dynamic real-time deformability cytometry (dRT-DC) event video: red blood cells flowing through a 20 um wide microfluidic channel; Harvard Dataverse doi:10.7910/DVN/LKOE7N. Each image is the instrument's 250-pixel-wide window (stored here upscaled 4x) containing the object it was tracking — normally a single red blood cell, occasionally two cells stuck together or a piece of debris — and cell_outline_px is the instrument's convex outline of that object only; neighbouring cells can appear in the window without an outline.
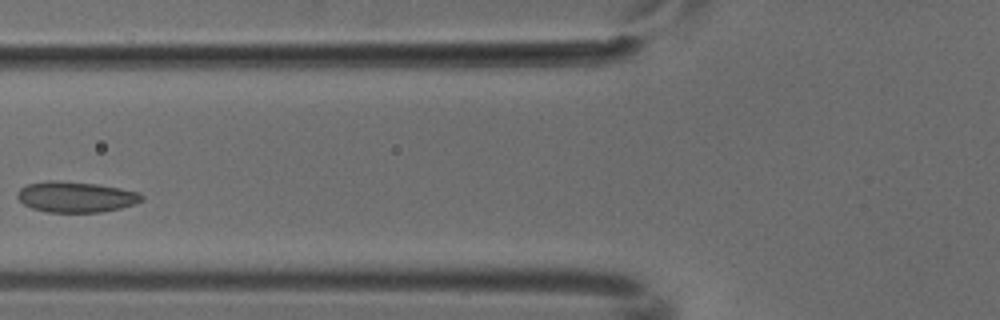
{"species": "common noctule bat (a hibernating species)", "species_latin": "Nyctalus noctula", "temperature_condition": "cold", "stored_images_in_passage": 4, "camera_frame_rate_fps": 3000, "um_per_image_px": 0.085, "animal": {"sex": "male", "body_mass_g": 18.8}, "frame": {"image": 1, "passage_image": 3, "time_ms": 0.667, "image_size_px": [1000, 320], "cell_outline_px": [[144, 200], [120, 208], [100, 212], [48, 212], [32, 208], [24, 204], [16, 196], [16, 192], [20, 188], [28, 184], [48, 180], [96, 184], [120, 188], [140, 192], [144, 196]], "centroid_in_image_um": [6.44, 16.74], "position_along_channel_um": 119.4, "area_um2": 22.14}}
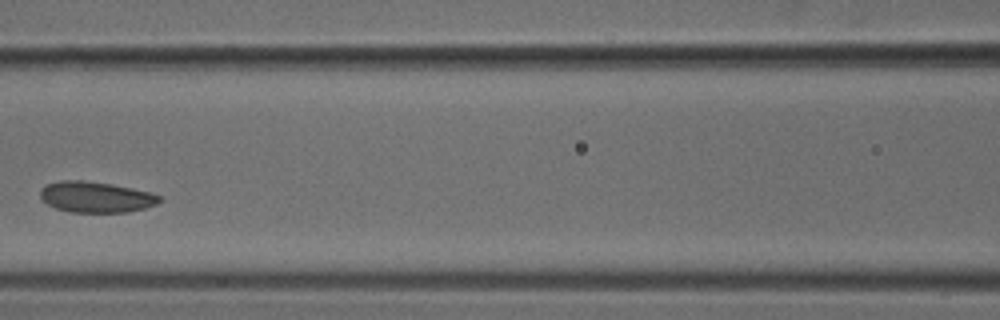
{"frame": {"image": 2, "passage_image": 4, "time_ms": 1.0, "image_size_px": [1000, 320], "cell_outline_px": [[160, 200], [156, 204], [144, 208], [128, 212], [68, 212], [56, 208], [40, 200], [40, 188], [48, 184], [60, 180], [84, 180], [112, 184], [152, 192], [160, 196]], "centroid_in_image_um": [8.12, 16.74], "position_along_channel_um": 158.5, "area_um2": 21.56}}